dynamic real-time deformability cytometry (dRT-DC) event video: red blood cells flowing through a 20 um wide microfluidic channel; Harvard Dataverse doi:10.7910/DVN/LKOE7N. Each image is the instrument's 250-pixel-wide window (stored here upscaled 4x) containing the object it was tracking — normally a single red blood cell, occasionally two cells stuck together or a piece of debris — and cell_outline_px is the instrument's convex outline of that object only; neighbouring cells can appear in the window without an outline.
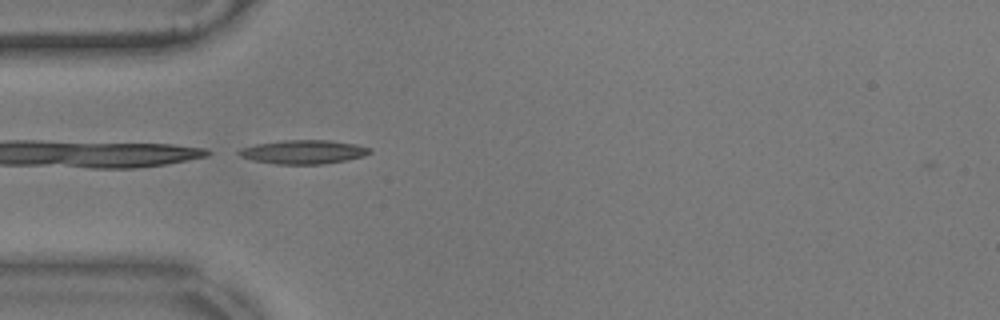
{"species": "common noctule bat (a hibernating species)", "species_latin": "Nyctalus noctula", "temperature_condition": "warm", "stored_images_in_passage": 42, "camera_frame_rate_fps": 3000, "um_per_image_px": 0.085, "animal": {"sex": "male", "body_mass_g": 17.9}, "frame": {"image": 1, "passage_image": 2, "time_ms": 0.333, "image_size_px": [1000, 320], "cell_outline_px": [[372, 152], [364, 156], [324, 164], [276, 164], [252, 160], [240, 156], [236, 152], [240, 148], [256, 144], [280, 140], [328, 140], [356, 144], [372, 148]], "centroid_in_image_um": [25.78, 12.91], "position_along_channel_um": 59.2, "area_um2": 18.26}}
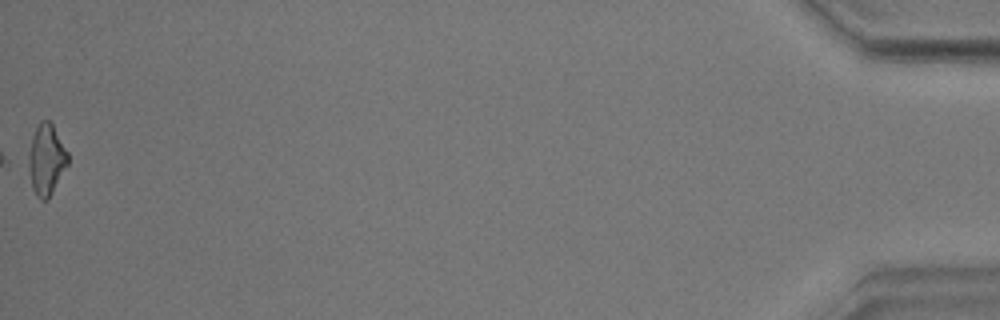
{"frame": {"image": 2, "passage_image": 42, "time_ms": 13.667, "image_size_px": [1000, 320], "cell_outline_px": [[68, 164], [48, 200], [40, 200], [36, 196], [32, 188], [28, 168], [28, 152], [32, 136], [40, 120], [48, 120], [52, 124], [68, 152]], "centroid_in_image_um": [3.92, 13.58], "position_along_channel_um": 431.3, "area_um2": 16.3}, "authors_computed_cell_mechanics": {"area_um2": 16.2129, "velocity_mm_per_s": 3.5622, "shape_relaxation_time_tau1_ms": 6.0931, "shape_relaxation_time_tau2_ms": 3.319, "deformation_change_tau1": 0.2183, "deformation_change_tau2": 0.142}}